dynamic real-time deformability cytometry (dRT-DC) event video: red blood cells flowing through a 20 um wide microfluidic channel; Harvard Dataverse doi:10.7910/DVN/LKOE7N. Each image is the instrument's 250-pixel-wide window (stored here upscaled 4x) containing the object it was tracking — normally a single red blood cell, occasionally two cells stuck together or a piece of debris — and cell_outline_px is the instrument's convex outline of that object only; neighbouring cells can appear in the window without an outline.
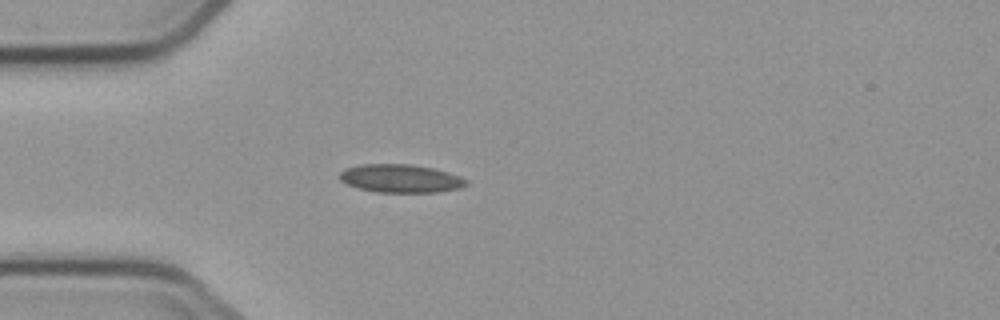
{"species": "common noctule bat (a hibernating species)", "species_latin": "Nyctalus noctula", "temperature_condition": "cold", "stored_images_in_passage": 1, "camera_frame_rate_fps": 3000, "um_per_image_px": 0.085, "animal": {"sex": "male", "body_mass_g": 23.1, "forearm_length_mm": 52.7}, "frame": {"image": 1, "passage_image": 1, "time_ms": 0.0, "image_size_px": [1000, 320], "cell_outline_px": [[468, 184], [460, 188], [436, 192], [376, 192], [360, 188], [348, 184], [340, 180], [340, 172], [344, 168], [360, 164], [408, 164], [432, 168], [448, 172], [460, 176], [468, 180]], "centroid_in_image_um": [34.06, 15.16], "position_along_channel_um": 50.9, "area_um2": 20.75}}